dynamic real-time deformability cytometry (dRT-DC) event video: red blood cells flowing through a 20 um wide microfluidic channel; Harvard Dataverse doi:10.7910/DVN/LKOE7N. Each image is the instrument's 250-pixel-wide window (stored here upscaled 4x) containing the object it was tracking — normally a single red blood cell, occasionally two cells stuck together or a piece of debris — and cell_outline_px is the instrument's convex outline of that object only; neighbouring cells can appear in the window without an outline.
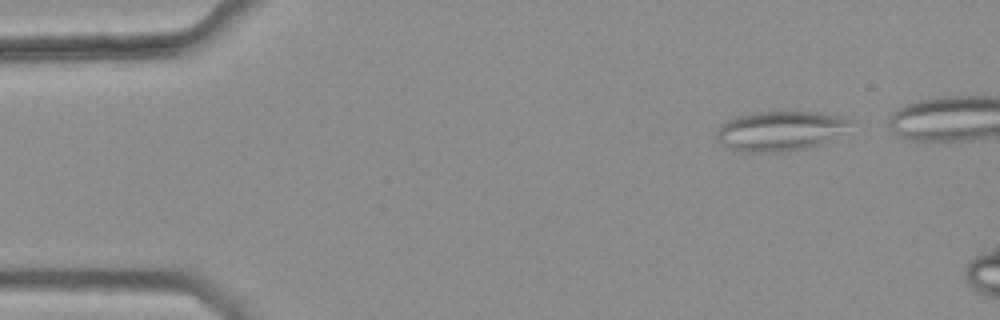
{"species": "common noctule bat (a hibernating species)", "species_latin": "Nyctalus noctula", "temperature_condition": "warm", "stored_images_in_passage": 10, "camera_frame_rate_fps": 3000, "um_per_image_px": 0.085, "animal": {"sex": "female", "body_mass_g": 25.1}, "frame": {"image": 1, "passage_image": 4, "time_ms": 1.0, "image_size_px": [1000, 320], "cell_outline_px": [[852, 120], [840, 132], [820, 144], [808, 148], [780, 152], [744, 152], [720, 144], [716, 136], [720, 128], [728, 120], [736, 116], [756, 112], [820, 112], [844, 116]], "centroid_in_image_um": [66.29, 11.12], "position_along_channel_um": 18.7, "area_um2": 30.46}}